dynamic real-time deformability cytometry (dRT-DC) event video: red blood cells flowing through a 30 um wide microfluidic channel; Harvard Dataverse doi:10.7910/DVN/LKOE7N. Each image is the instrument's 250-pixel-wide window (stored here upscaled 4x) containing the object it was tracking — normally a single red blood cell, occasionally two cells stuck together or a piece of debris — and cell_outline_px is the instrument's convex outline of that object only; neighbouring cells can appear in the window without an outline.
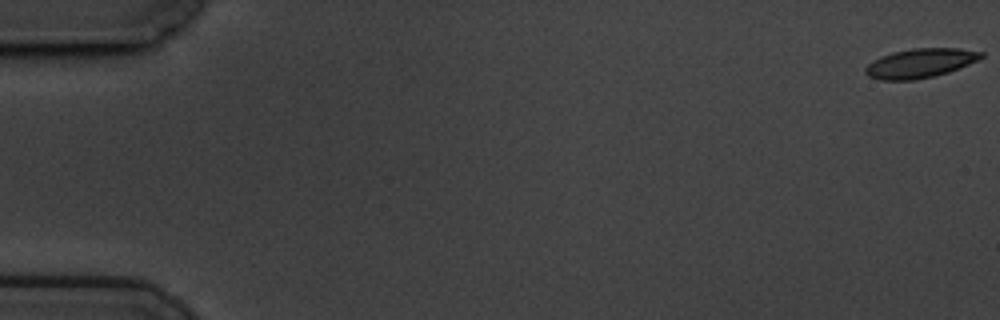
{"species": "common noctule bat (a hibernating species)", "species_latin": "Nyctalus noctula", "temperature_condition": "cold", "stored_images_in_passage": 60, "camera_frame_rate_fps": 3000, "um_per_image_px": 0.085, "animal": {"sex": "male", "body_mass_g": 19.5, "forearm_length_mm": 54.6}, "frame": {"image": 1, "passage_image": 1, "time_ms": 0.0, "image_size_px": [1000, 320], "cell_outline_px": [[984, 56], [968, 64], [948, 72], [932, 76], [912, 80], [880, 80], [868, 76], [864, 72], [864, 68], [872, 60], [880, 56], [892, 52], [912, 48], [960, 48], [984, 52]], "centroid_in_image_um": [78.17, 5.36], "position_along_channel_um": 6.8, "area_um2": 19.71}}
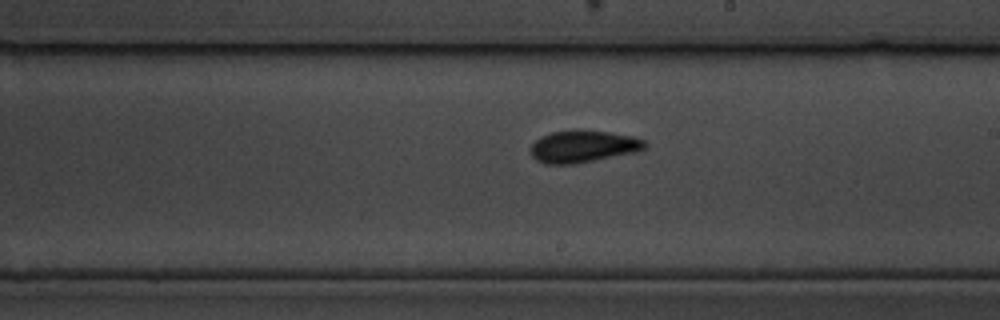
{"frame": {"image": 2, "passage_image": 35, "time_ms": 11.333, "image_size_px": [1000, 320], "cell_outline_px": [[648, 144], [644, 148], [636, 152], [572, 164], [544, 164], [536, 160], [532, 156], [532, 144], [540, 136], [552, 132], [608, 132], [632, 136], [644, 140]], "centroid_in_image_um": [49.56, 12.48], "position_along_channel_um": 239.4, "area_um2": 20.63}}
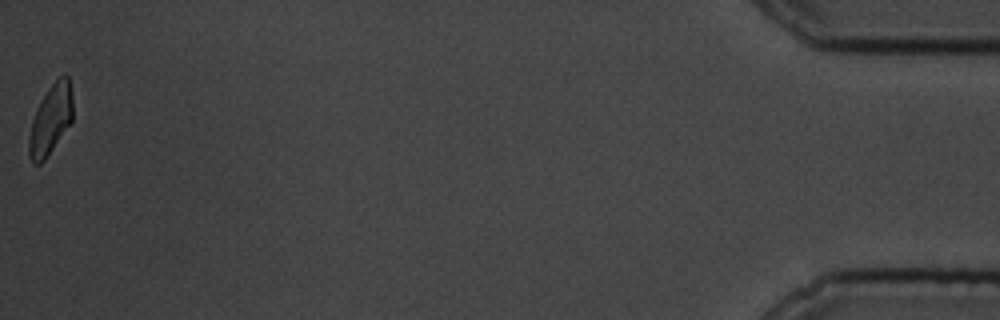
{"frame": {"image": 3, "passage_image": 60, "time_ms": 19.667, "image_size_px": [1000, 320], "cell_outline_px": [[72, 120], [44, 160], [40, 164], [32, 164], [28, 156], [28, 136], [32, 120], [36, 108], [40, 100], [48, 88], [64, 72], [68, 76], [72, 96]], "centroid_in_image_um": [4.27, 10.16], "position_along_channel_um": 430.9, "area_um2": 17.8}, "authors_computed_cell_mechanics": {"area_um2": 20.0566, "velocity_mm_per_s": 3.4083, "shape_relaxation_time_tau1_ms": 3.2912, "shape_relaxation_time_tau2_ms": 1.4701, "deformation_change_tau1": 0.1291, "deformation_change_tau2": 0.0874}}